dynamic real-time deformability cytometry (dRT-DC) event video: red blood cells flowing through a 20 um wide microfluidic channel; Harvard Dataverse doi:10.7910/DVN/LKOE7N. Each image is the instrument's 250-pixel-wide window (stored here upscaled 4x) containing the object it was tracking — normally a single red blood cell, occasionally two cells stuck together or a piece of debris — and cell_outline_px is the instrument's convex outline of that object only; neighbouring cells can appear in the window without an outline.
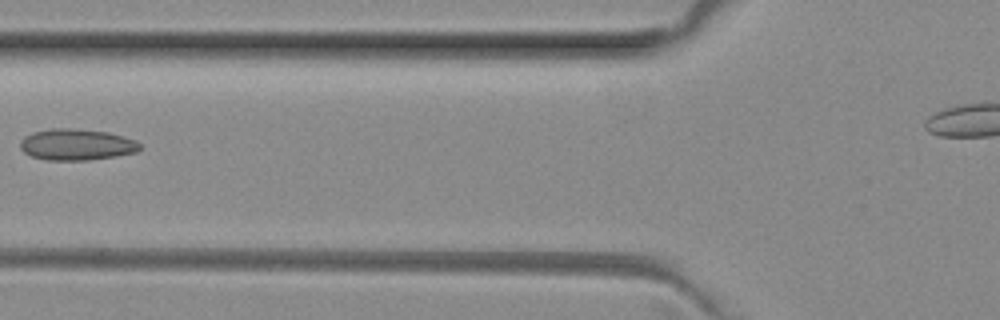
{"species": "common noctule bat (a hibernating species)", "species_latin": "Nyctalus noctula", "temperature_condition": "room temperature", "stored_images_in_passage": 7, "segment_of_instrument_passage": [1, 2], "camera_frame_rate_fps": 3000, "um_per_image_px": 0.085, "animal": {"sex": "female", "body_mass_g": 29.2, "forearm_length_mm": 56.3}, "frame": {"image": 1, "passage_image": 6, "time_ms": 1.667, "image_size_px": [1000, 320], "cell_outline_px": [[140, 148], [136, 152], [116, 156], [88, 160], [44, 160], [32, 156], [24, 152], [20, 148], [20, 140], [24, 136], [32, 132], [52, 128], [72, 128], [108, 132], [124, 136], [136, 140], [140, 144]], "centroid_in_image_um": [6.49, 12.28], "position_along_channel_um": 119.3, "area_um2": 21.96}}